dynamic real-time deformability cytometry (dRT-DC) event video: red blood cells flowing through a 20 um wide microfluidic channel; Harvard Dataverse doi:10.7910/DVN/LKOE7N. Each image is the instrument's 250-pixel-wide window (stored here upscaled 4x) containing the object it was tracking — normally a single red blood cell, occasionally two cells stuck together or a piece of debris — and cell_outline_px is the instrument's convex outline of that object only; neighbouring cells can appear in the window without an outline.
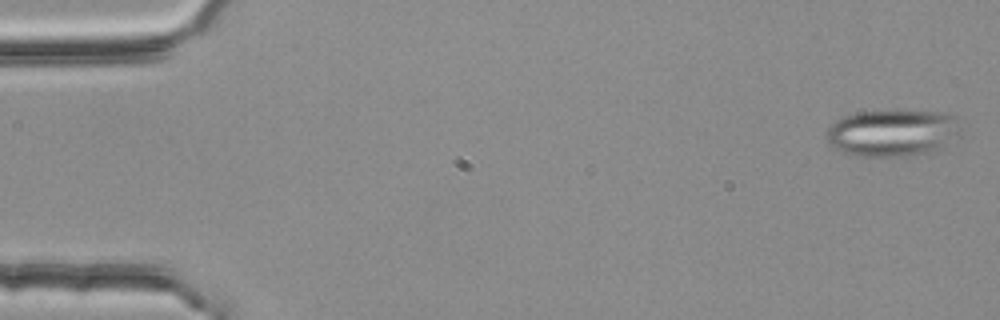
{"species": "common noctule bat (a hibernating species)", "species_latin": "Nyctalus noctula", "temperature_condition": "room temperature", "stored_images_in_passage": 54, "segment_of_instrument_passage": [1, 2], "camera_frame_rate_fps": 3000, "um_per_image_px": 0.085, "animal": {"sex": "female", "body_mass_g": 25.1}, "frame": {"image": 1, "passage_image": 2, "time_ms": 0.333, "image_size_px": [1000, 320], "cell_outline_px": [[960, 132], [940, 148], [932, 152], [912, 156], [852, 156], [828, 144], [824, 136], [828, 128], [836, 120], [844, 116], [856, 112], [940, 112], [952, 116]], "centroid_in_image_um": [75.77, 11.33], "position_along_channel_um": 9.2, "area_um2": 36.13}}